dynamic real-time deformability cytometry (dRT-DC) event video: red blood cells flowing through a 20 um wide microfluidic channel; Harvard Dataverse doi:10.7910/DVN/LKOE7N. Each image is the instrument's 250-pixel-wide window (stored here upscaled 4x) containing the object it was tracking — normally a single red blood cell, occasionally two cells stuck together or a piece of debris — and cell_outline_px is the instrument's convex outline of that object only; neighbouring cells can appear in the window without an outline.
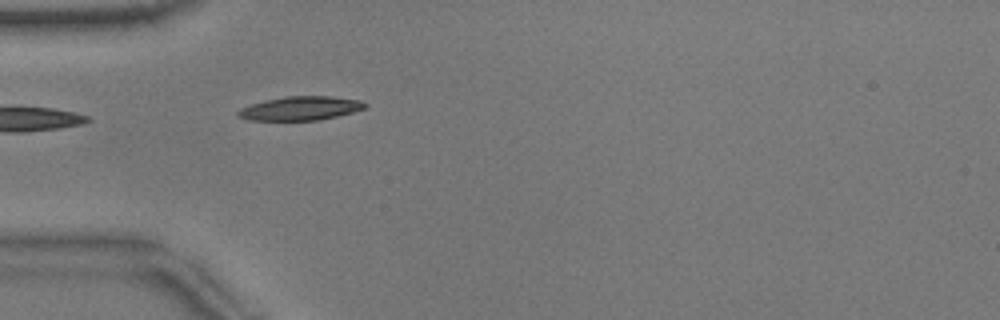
{"species": "common noctule bat (a hibernating species)", "species_latin": "Nyctalus noctula", "temperature_condition": "warm", "stored_images_in_passage": 3, "camera_frame_rate_fps": 3000, "um_per_image_px": 0.085, "animal": {"sex": "male", "body_mass_g": 17.9}, "frame": {"image": 1, "passage_image": 1, "time_ms": 0.0, "image_size_px": [1000, 320], "cell_outline_px": [[368, 104], [364, 108], [352, 112], [336, 116], [316, 120], [248, 120], [236, 116], [236, 112], [240, 108], [264, 100], [284, 96], [332, 96], [360, 100]], "centroid_in_image_um": [25.5, 9.2], "position_along_channel_um": 59.5, "area_um2": 17.63}}